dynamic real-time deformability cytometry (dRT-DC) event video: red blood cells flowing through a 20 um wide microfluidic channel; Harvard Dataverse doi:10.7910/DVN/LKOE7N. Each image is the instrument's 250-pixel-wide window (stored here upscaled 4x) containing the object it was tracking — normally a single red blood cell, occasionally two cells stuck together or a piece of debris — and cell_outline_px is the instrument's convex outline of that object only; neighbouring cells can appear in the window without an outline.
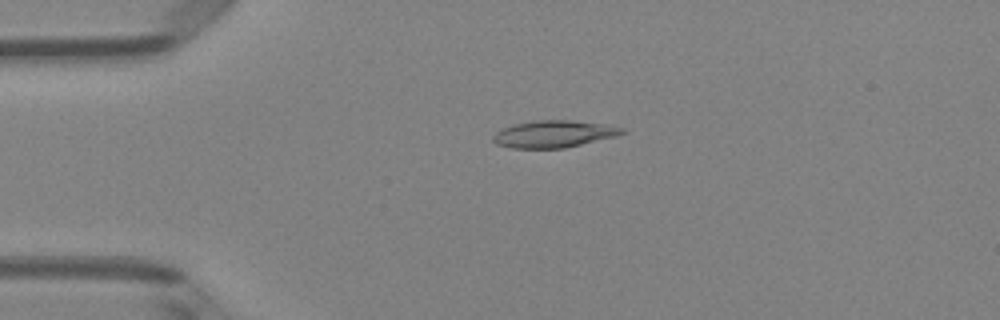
{"species": "Egyptian fruit bat (a non-hibernating species)", "species_latin": "Rousettus aegyptiacus", "temperature_condition": "room temperature", "stored_images_in_passage": 45, "camera_frame_rate_fps": 3000, "um_per_image_px": 0.085, "animal": {"sex": "female"}, "frame": {"image": 1, "passage_image": 6, "time_ms": 1.667, "image_size_px": [1000, 320], "cell_outline_px": [[628, 132], [616, 136], [564, 148], [512, 148], [496, 144], [492, 140], [492, 136], [496, 132], [512, 124], [536, 120], [572, 120], [604, 124], [624, 128]], "centroid_in_image_um": [47.07, 11.38], "position_along_channel_um": 37.9, "area_um2": 20.35}}
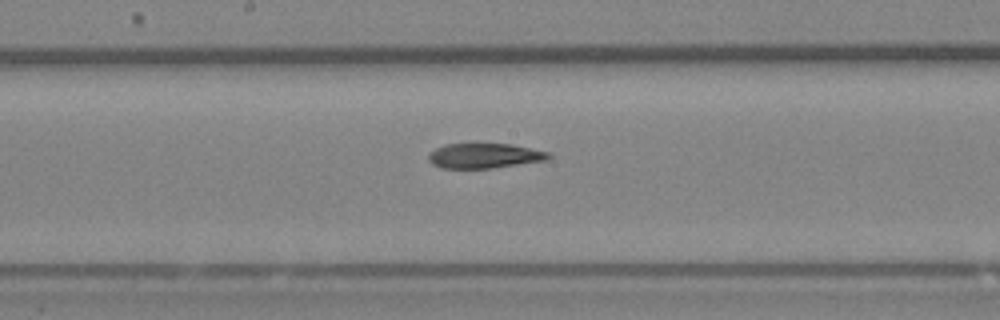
{"frame": {"image": 2, "passage_image": 21, "time_ms": 6.667, "image_size_px": [1000, 320], "cell_outline_px": [[552, 156], [548, 160], [492, 168], [440, 168], [432, 164], [428, 160], [428, 156], [436, 148], [444, 144], [512, 144], [552, 152]], "centroid_in_image_um": [41.23, 13.24], "position_along_channel_um": 207.0, "area_um2": 17.57}}
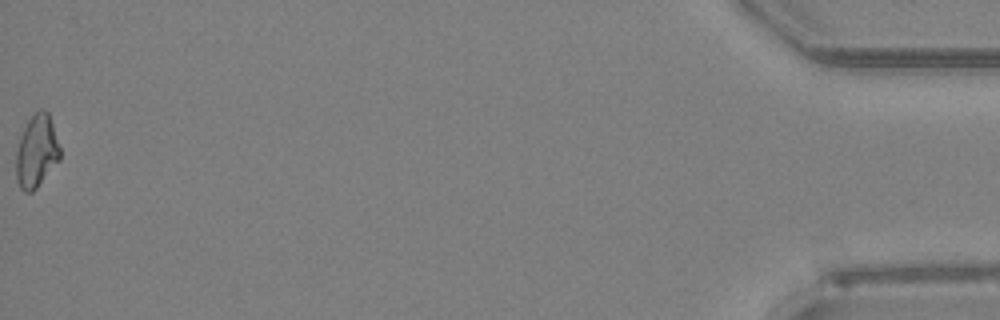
{"frame": {"image": 3, "passage_image": 45, "time_ms": 14.667, "image_size_px": [1000, 320], "cell_outline_px": [[60, 160], [36, 188], [32, 192], [24, 192], [20, 188], [16, 180], [16, 152], [20, 136], [28, 120], [40, 108], [44, 108], [48, 112], [60, 148]], "centroid_in_image_um": [3.1, 12.87], "position_along_channel_um": 432.1, "area_um2": 18.55}, "authors_computed_cell_mechanics": {"area_um2": 18.8428, "velocity_mm_per_s": 4.0545, "shape_relaxation_time_tau1_ms": null, "shape_relaxation_time_tau2_ms": 4.4958, "deformation_change_tau1": null, "deformation_change_tau2": 0.127}}